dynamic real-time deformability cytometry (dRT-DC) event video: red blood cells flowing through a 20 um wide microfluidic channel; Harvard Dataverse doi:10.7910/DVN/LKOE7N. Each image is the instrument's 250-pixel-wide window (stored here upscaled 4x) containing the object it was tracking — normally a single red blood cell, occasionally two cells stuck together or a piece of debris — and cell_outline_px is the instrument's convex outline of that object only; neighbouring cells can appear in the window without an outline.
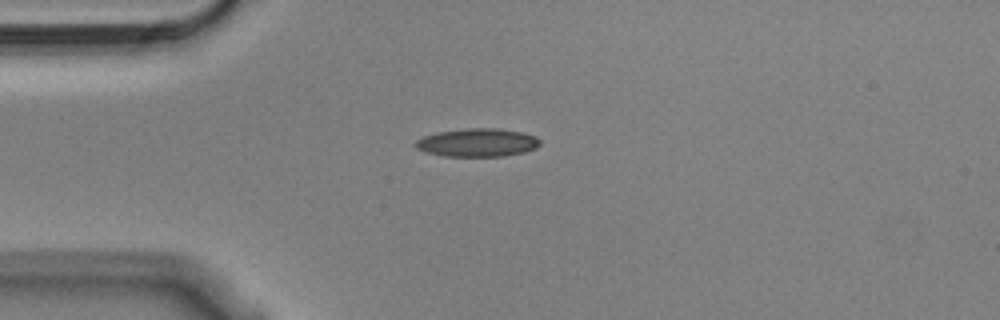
{"species": "Egyptian fruit bat (a non-hibernating species)", "species_latin": "Rousettus aegyptiacus", "temperature_condition": "cold", "stored_images_in_passage": 42, "camera_frame_rate_fps": 3000, "um_per_image_px": 0.085, "animal": {"sex": "male"}, "frame": {"image": 1, "passage_image": 1, "time_ms": 0.0, "image_size_px": [1000, 320], "cell_outline_px": [[540, 144], [536, 148], [524, 152], [504, 156], [444, 156], [424, 152], [416, 148], [412, 144], [416, 140], [424, 136], [436, 132], [464, 128], [496, 128], [520, 132], [536, 136], [540, 140]], "centroid_in_image_um": [40.54, 12.12], "position_along_channel_um": 44.5, "area_um2": 20.63}}
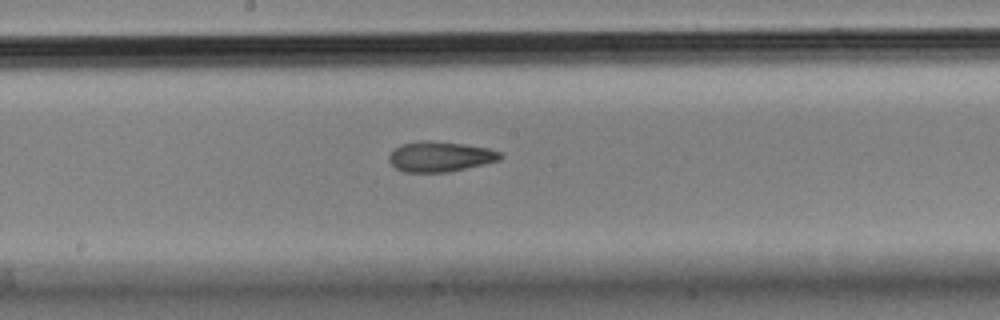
{"frame": {"image": 2, "passage_image": 16, "time_ms": 5.0, "image_size_px": [1000, 320], "cell_outline_px": [[504, 156], [500, 160], [484, 164], [448, 172], [404, 172], [396, 168], [388, 160], [388, 156], [400, 144], [428, 140], [464, 144], [488, 148], [500, 152]], "centroid_in_image_um": [37.42, 13.31], "position_along_channel_um": 210.8, "area_um2": 19.54}}
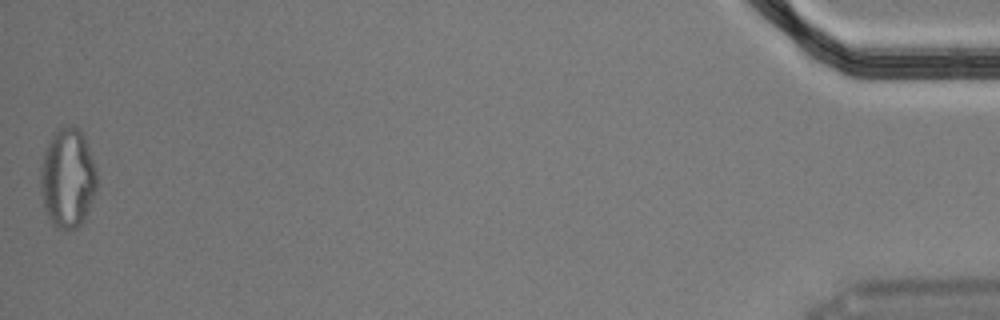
{"frame": {"image": 3, "passage_image": 42, "time_ms": 13.667, "image_size_px": [1000, 320], "cell_outline_px": [[96, 192], [88, 212], [84, 220], [76, 228], [56, 228], [52, 224], [44, 208], [40, 192], [40, 172], [44, 152], [56, 128], [76, 128], [84, 136], [96, 168]], "centroid_in_image_um": [5.74, 15.18], "position_along_channel_um": 429.5, "area_um2": 32.48}, "authors_computed_cell_mechanics": {"area_um2": 20.0566, "velocity_mm_per_s": 3.6358, "shape_relaxation_time_tau1_ms": 9.1049, "shape_relaxation_time_tau2_ms": 2.6382, "deformation_change_tau1": 0.2052, "deformation_change_tau2": 0.1018}}